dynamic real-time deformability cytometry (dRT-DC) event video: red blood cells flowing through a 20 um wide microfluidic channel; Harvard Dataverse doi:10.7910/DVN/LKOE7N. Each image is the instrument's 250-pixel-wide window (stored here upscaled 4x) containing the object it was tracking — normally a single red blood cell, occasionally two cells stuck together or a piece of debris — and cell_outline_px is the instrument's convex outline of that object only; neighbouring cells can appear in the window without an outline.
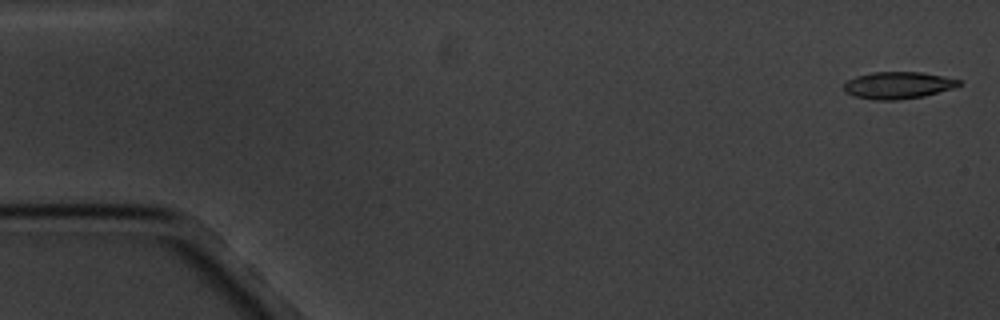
{"species": "common noctule bat (a hibernating species)", "species_latin": "Nyctalus noctula", "temperature_condition": "cold", "stored_images_in_passage": 5, "camera_frame_rate_fps": 3000, "um_per_image_px": 0.085, "animal": {"sex": "male", "body_mass_g": 20.1, "forearm_length_mm": 53.5}, "frame": {"image": 1, "passage_image": 1, "time_ms": 0.0, "image_size_px": [1000, 320], "cell_outline_px": [[960, 84], [956, 88], [924, 96], [896, 100], [876, 100], [856, 96], [844, 92], [844, 84], [848, 80], [856, 76], [872, 72], [920, 72], [944, 76], [960, 80]], "centroid_in_image_um": [76.35, 7.24], "position_along_channel_um": 8.7, "area_um2": 18.09}}